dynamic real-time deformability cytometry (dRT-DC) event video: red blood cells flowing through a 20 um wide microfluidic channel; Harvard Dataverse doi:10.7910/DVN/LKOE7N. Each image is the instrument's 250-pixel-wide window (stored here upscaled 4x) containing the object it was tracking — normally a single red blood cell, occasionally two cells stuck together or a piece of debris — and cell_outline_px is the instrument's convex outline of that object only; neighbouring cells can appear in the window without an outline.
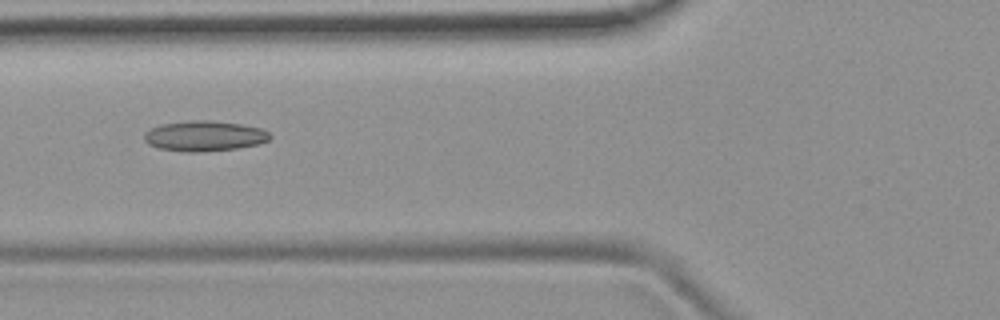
{"species": "common noctule bat (a hibernating species)", "species_latin": "Nyctalus noctula", "temperature_condition": "room temperature", "stored_images_in_passage": 6, "camera_frame_rate_fps": 3000, "um_per_image_px": 0.085, "animal": {"sex": "female", "body_mass_g": 19.9}, "frame": {"image": 1, "passage_image": 4, "time_ms": 1.0, "image_size_px": [1000, 320], "cell_outline_px": [[272, 136], [268, 140], [260, 144], [236, 148], [196, 152], [188, 152], [160, 148], [148, 144], [144, 140], [144, 136], [152, 128], [160, 124], [192, 120], [212, 120], [240, 124], [260, 128], [268, 132]], "centroid_in_image_um": [17.39, 11.55], "position_along_channel_um": 108.4, "area_um2": 22.02}}
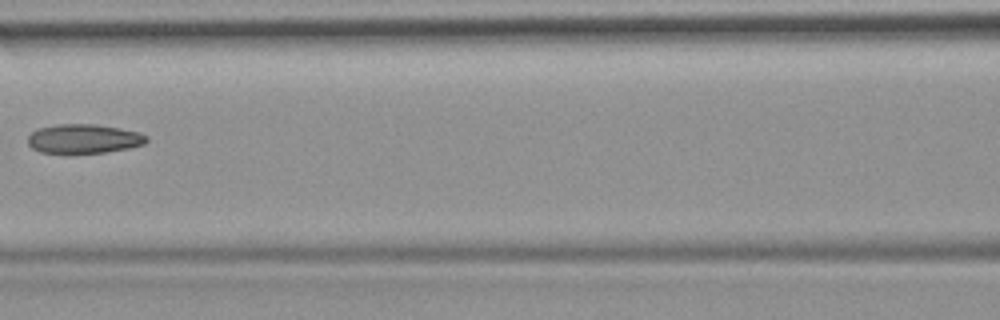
{"frame": {"image": 2, "passage_image": 5, "time_ms": 1.333, "image_size_px": [1000, 320], "cell_outline_px": [[148, 140], [144, 144], [128, 148], [104, 152], [40, 152], [32, 148], [28, 144], [28, 136], [32, 132], [40, 128], [56, 124], [92, 124], [120, 128], [140, 132], [148, 136]], "centroid_in_image_um": [7.14, 11.78], "position_along_channel_um": 159.5, "area_um2": 19.94}}
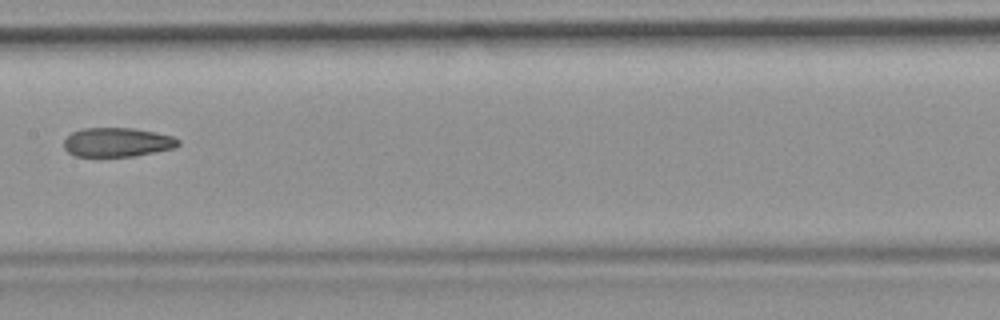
{"frame": {"image": 3, "passage_image": 6, "time_ms": 1.667, "image_size_px": [1000, 320], "cell_outline_px": [[180, 144], [172, 148], [132, 156], [76, 156], [68, 152], [64, 148], [64, 140], [72, 132], [84, 128], [132, 128], [172, 136], [180, 140]], "centroid_in_image_um": [9.93, 12.08], "position_along_channel_um": 197.5, "area_um2": 19.07}}